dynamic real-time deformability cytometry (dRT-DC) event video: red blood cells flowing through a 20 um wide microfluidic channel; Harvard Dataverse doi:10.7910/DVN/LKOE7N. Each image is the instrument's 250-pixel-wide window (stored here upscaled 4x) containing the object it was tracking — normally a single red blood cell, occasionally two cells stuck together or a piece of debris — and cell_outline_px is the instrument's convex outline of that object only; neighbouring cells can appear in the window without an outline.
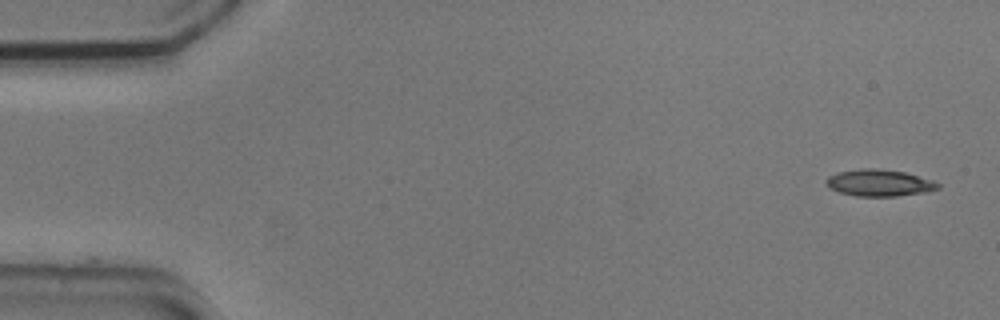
{"species": "common noctule bat (a hibernating species)", "species_latin": "Nyctalus noctula", "temperature_condition": "cold", "stored_images_in_passage": 6, "camera_frame_rate_fps": 3000, "um_per_image_px": 0.085, "animal": {"sex": "male", "body_mass_g": 20.5, "forearm_length_mm": 52.5}, "frame": {"image": 1, "passage_image": 1, "time_ms": 0.0, "image_size_px": [1000, 320], "cell_outline_px": [[940, 188], [924, 192], [896, 196], [856, 196], [840, 192], [828, 188], [824, 184], [824, 180], [828, 176], [836, 172], [860, 168], [876, 168], [904, 172], [932, 180], [940, 184]], "centroid_in_image_um": [74.67, 15.53], "position_along_channel_um": 10.3, "area_um2": 17.51}}